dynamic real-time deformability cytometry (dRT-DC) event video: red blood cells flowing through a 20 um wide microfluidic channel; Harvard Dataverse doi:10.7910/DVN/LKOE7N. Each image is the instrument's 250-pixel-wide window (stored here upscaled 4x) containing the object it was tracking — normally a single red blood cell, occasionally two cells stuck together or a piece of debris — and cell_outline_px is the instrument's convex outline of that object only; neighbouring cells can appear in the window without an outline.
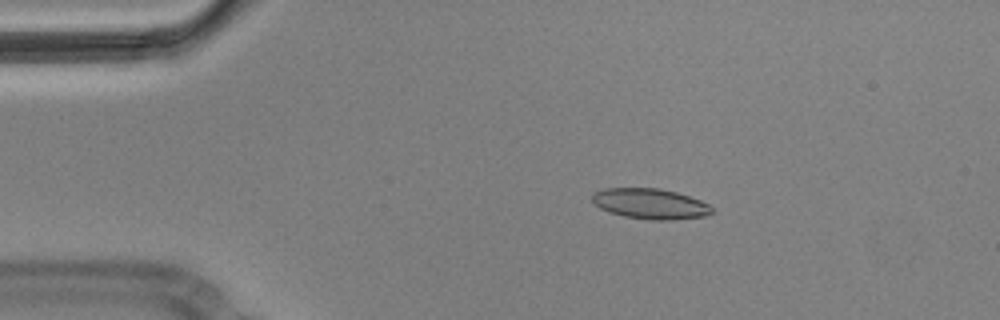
{"species": "Egyptian fruit bat (a non-hibernating species)", "species_latin": "Rousettus aegyptiacus", "temperature_condition": "cold", "stored_images_in_passage": 6, "camera_frame_rate_fps": 3000, "um_per_image_px": 0.085, "animal": {"sex": "male"}, "frame": {"image": 1, "passage_image": 3, "time_ms": 0.667, "image_size_px": [1000, 320], "cell_outline_px": [[712, 212], [708, 216], [672, 220], [652, 220], [624, 216], [608, 212], [600, 208], [592, 200], [592, 192], [604, 188], [660, 188], [676, 192], [700, 200], [708, 204], [712, 208]], "centroid_in_image_um": [55.26, 17.32], "position_along_channel_um": 29.7, "area_um2": 21.33}}
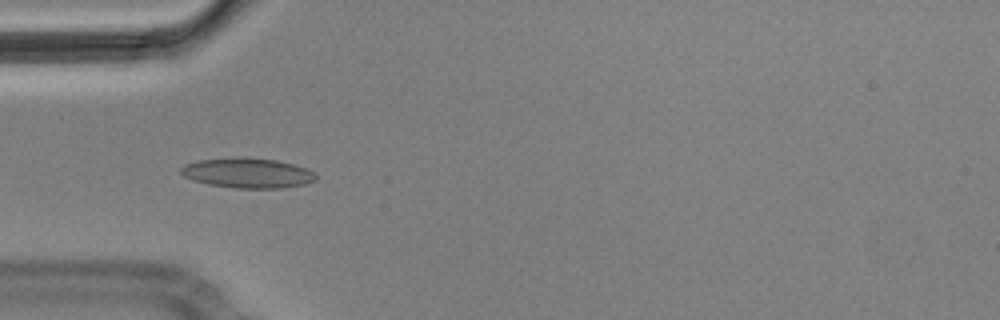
{"frame": {"image": 2, "passage_image": 5, "time_ms": 1.333, "image_size_px": [1000, 320], "cell_outline_px": [[316, 180], [304, 184], [280, 188], [236, 188], [208, 184], [192, 180], [184, 176], [180, 172], [180, 168], [184, 164], [200, 160], [276, 160], [292, 164], [304, 168], [312, 172], [316, 176]], "centroid_in_image_um": [21.03, 14.75], "position_along_channel_um": 64.0, "area_um2": 22.43}}